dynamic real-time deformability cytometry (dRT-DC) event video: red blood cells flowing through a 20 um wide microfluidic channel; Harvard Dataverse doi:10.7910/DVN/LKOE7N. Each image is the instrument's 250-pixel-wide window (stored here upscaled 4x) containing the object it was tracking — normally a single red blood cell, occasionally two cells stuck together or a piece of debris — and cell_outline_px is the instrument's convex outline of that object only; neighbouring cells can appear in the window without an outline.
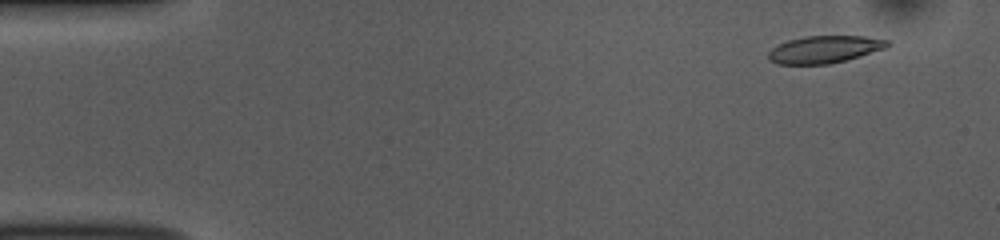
{"species": "common noctule bat (a hibernating species)", "species_latin": "Nyctalus noctula", "temperature_condition": "room temperature", "stored_images_in_passage": 52, "camera_frame_rate_fps": 3000, "um_per_image_px": 0.085, "animal": {"sex": "female", "body_mass_g": 10.0, "forearm_length_mm": 53.1}, "frame": {"image": 1, "passage_image": 4, "time_ms": 1.0, "image_size_px": [1000, 240], "cell_outline_px": [[892, 44], [884, 48], [860, 56], [828, 64], [776, 64], [768, 60], [768, 52], [772, 48], [788, 40], [804, 36], [864, 36], [888, 40]], "centroid_in_image_um": [70.06, 4.19], "position_along_channel_um": 14.9, "area_um2": 18.84}}
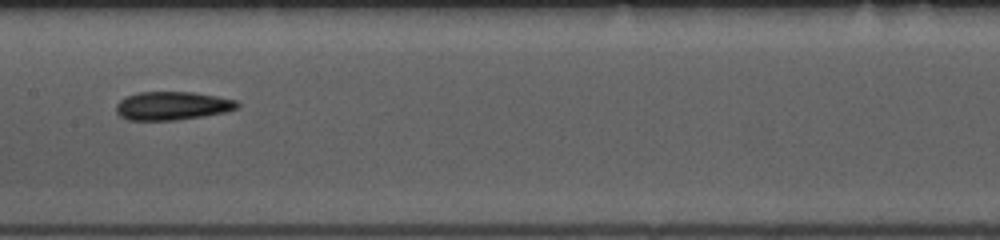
{"frame": {"image": 2, "passage_image": 26, "time_ms": 8.333, "image_size_px": [1000, 240], "cell_outline_px": [[240, 108], [224, 112], [176, 120], [128, 120], [120, 116], [116, 112], [116, 104], [124, 96], [136, 92], [192, 92], [216, 96], [236, 100], [240, 104]], "centroid_in_image_um": [14.61, 8.98], "position_along_channel_um": 192.8, "area_um2": 20.11}}
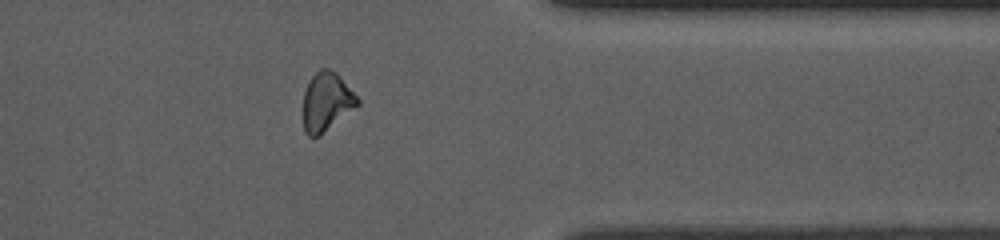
{"frame": {"image": 3, "passage_image": 42, "time_ms": 13.667, "image_size_px": [1000, 240], "cell_outline_px": [[360, 104], [320, 136], [308, 136], [304, 132], [304, 92], [308, 80], [320, 68], [328, 68], [336, 72], [340, 76], [360, 100]], "centroid_in_image_um": [27.76, 8.64], "position_along_channel_um": 383.6, "area_um2": 18.61}, "authors_computed_cell_mechanics": {"area_um2": 19.5075, "velocity_mm_per_s": 3.8169, "shape_relaxation_time_tau1_ms": 5.9632, "shape_relaxation_time_tau2_ms": 3.3764, "deformation_change_tau1": 0.1702, "deformation_change_tau2": 0.1}}